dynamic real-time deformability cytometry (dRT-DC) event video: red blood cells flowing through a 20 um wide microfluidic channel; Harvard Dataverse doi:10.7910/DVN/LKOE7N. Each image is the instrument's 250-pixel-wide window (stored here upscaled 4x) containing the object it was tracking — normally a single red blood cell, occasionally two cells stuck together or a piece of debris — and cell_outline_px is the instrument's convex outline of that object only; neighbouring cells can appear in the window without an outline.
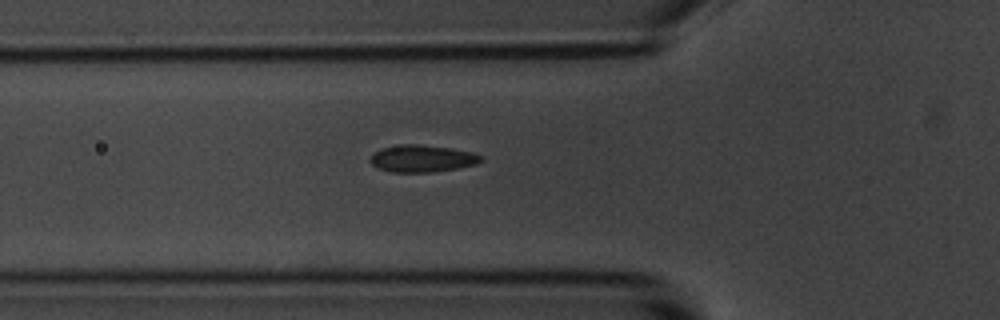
{"species": "common noctule bat (a hibernating species)", "species_latin": "Nyctalus noctula", "temperature_condition": "room temperature", "stored_images_in_passage": 32, "camera_frame_rate_fps": 3000, "um_per_image_px": 0.085, "animal": {"sex": "male", "body_mass_g": 20.1, "forearm_length_mm": 53.5}, "frame": {"image": 1, "passage_image": 2, "time_ms": 0.333, "image_size_px": [1000, 320], "cell_outline_px": [[484, 160], [476, 164], [456, 168], [432, 172], [392, 172], [380, 168], [372, 164], [368, 160], [380, 148], [404, 144], [420, 144], [452, 148], [472, 152], [484, 156]], "centroid_in_image_um": [35.92, 13.46], "position_along_channel_um": 89.9, "area_um2": 17.46}}
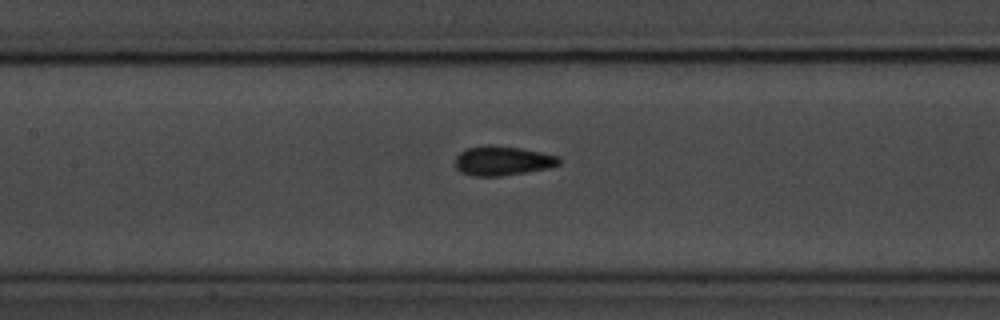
{"frame": {"image": 2, "passage_image": 8, "time_ms": 2.333, "image_size_px": [1000, 320], "cell_outline_px": [[560, 164], [548, 168], [500, 176], [472, 176], [460, 172], [456, 168], [456, 156], [460, 152], [468, 148], [484, 144], [492, 144], [520, 148], [560, 156]], "centroid_in_image_um": [42.69, 13.65], "position_along_channel_um": 164.7, "area_um2": 17.86}}
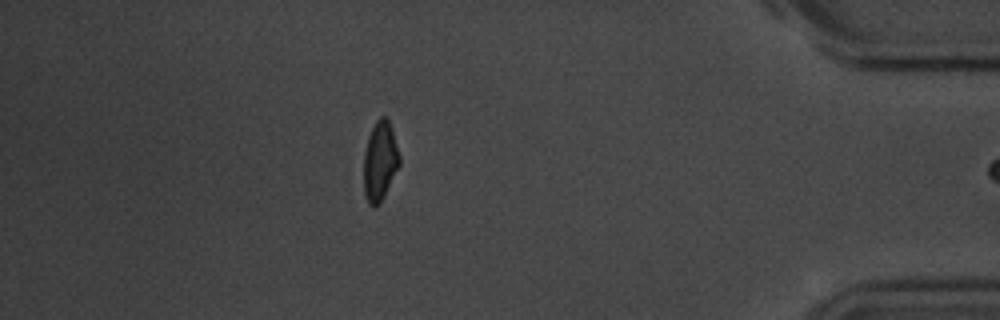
{"frame": {"image": 3, "passage_image": 31, "time_ms": 10.0, "image_size_px": [1000, 320], "cell_outline_px": [[400, 164], [384, 196], [372, 208], [368, 204], [364, 192], [364, 152], [368, 136], [376, 120], [380, 116], [388, 116], [392, 128], [400, 156]], "centroid_in_image_um": [32.3, 13.64], "position_along_channel_um": 402.9, "area_um2": 16.59}}